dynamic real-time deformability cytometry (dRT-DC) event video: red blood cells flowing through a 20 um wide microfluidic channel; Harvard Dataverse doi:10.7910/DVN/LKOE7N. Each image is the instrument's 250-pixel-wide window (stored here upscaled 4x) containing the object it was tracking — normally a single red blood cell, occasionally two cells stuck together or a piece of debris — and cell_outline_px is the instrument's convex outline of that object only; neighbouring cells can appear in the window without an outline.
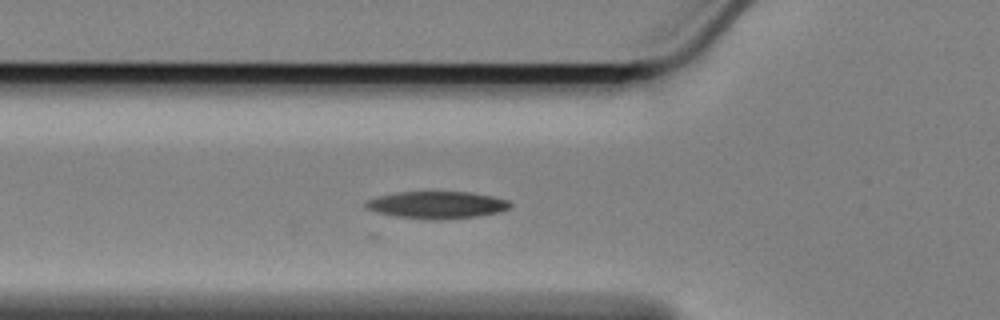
{"species": "Egyptian fruit bat (a non-hibernating species)", "species_latin": "Rousettus aegyptiacus", "temperature_condition": "cold", "stored_images_in_passage": 30, "camera_frame_rate_fps": 3000, "um_per_image_px": 0.085, "animal": {"sex": "female"}, "frame": {"image": 1, "passage_image": 9, "time_ms": 2.667, "image_size_px": [1000, 320], "cell_outline_px": [[512, 208], [500, 212], [480, 216], [448, 220], [432, 220], [396, 216], [376, 212], [368, 208], [364, 204], [364, 200], [396, 192], [472, 192], [492, 196], [508, 200], [512, 204]], "centroid_in_image_um": [37.19, 17.43], "position_along_channel_um": 88.6, "area_um2": 23.18}}
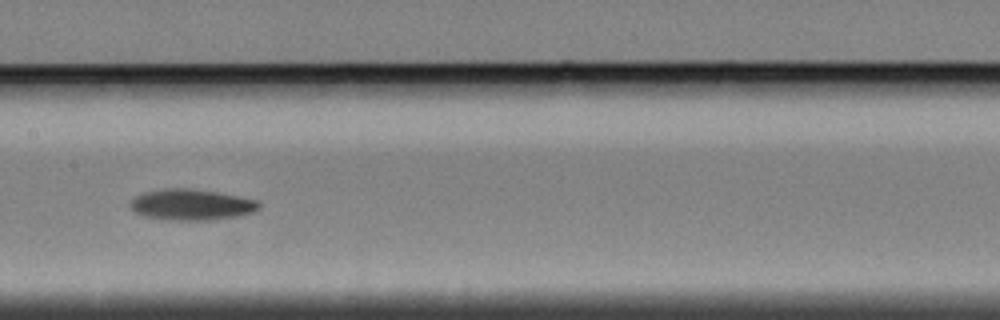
{"frame": {"image": 2, "passage_image": 18, "time_ms": 5.667, "image_size_px": [1000, 320], "cell_outline_px": [[260, 208], [252, 212], [240, 216], [212, 220], [168, 220], [144, 216], [136, 212], [128, 204], [136, 196], [144, 192], [164, 188], [192, 188], [216, 192], [256, 200], [260, 204]], "centroid_in_image_um": [16.26, 17.4], "position_along_channel_um": 191.1, "area_um2": 23.24}}
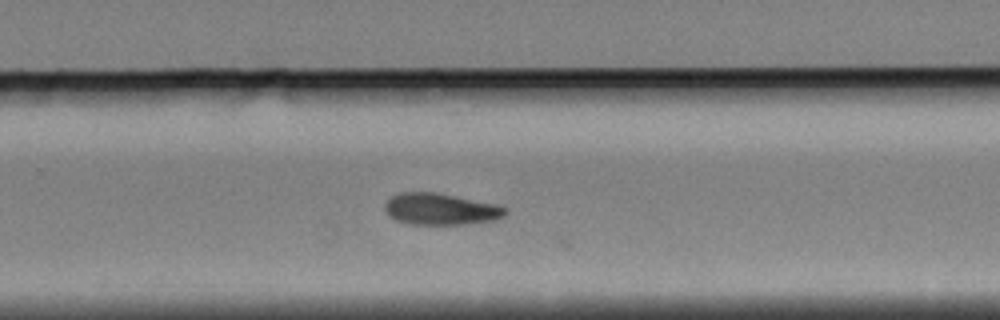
{"frame": {"image": 3, "passage_image": 27, "time_ms": 8.667, "image_size_px": [1000, 320], "cell_outline_px": [[508, 212], [504, 216], [496, 220], [468, 224], [408, 224], [396, 220], [388, 216], [384, 208], [384, 204], [392, 196], [400, 192], [432, 192], [500, 204], [508, 208]], "centroid_in_image_um": [37.49, 17.78], "position_along_channel_um": 292.3, "area_um2": 22.43}}